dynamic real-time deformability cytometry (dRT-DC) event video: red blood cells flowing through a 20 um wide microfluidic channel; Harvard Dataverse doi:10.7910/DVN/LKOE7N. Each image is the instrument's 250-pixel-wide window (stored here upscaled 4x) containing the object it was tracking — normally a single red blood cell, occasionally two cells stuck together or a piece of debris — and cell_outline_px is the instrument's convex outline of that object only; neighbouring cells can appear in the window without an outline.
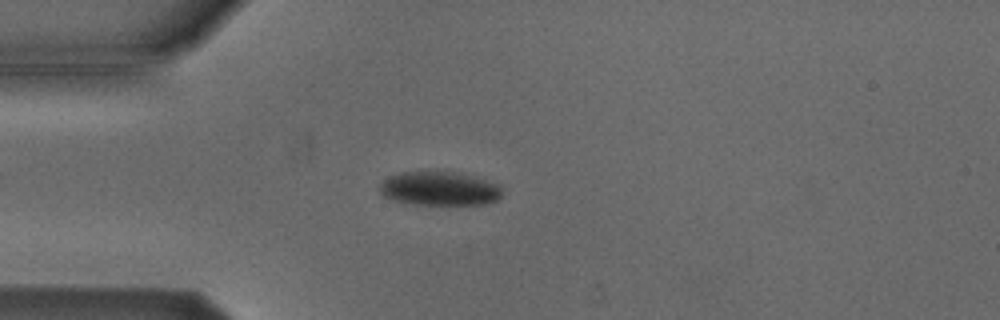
{"species": "Egyptian fruit bat (a non-hibernating species)", "species_latin": "Rousettus aegyptiacus", "temperature_condition": "cold", "stored_images_in_passage": 45, "camera_frame_rate_fps": 3000, "um_per_image_px": 0.085, "animal": {"sex": "male"}, "frame": {"image": 1, "passage_image": 9, "time_ms": 2.667, "image_size_px": [1000, 320], "cell_outline_px": [[504, 188], [500, 196], [496, 200], [484, 204], [416, 204], [396, 200], [384, 196], [380, 192], [380, 184], [384, 180], [400, 172], [428, 168], [456, 172], [472, 176], [500, 184]], "centroid_in_image_um": [37.37, 15.98], "position_along_channel_um": 47.6, "area_um2": 24.68}}
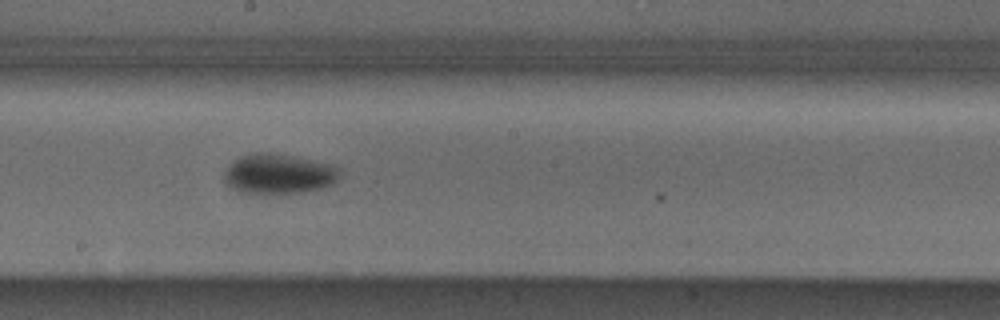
{"frame": {"image": 2, "passage_image": 24, "time_ms": 7.667, "image_size_px": [1000, 320], "cell_outline_px": [[340, 176], [332, 184], [324, 188], [300, 192], [240, 192], [232, 188], [224, 180], [224, 172], [228, 164], [240, 156], [252, 152], [276, 152], [332, 164], [340, 168]], "centroid_in_image_um": [23.69, 14.74], "position_along_channel_um": 224.5, "area_um2": 26.99}}
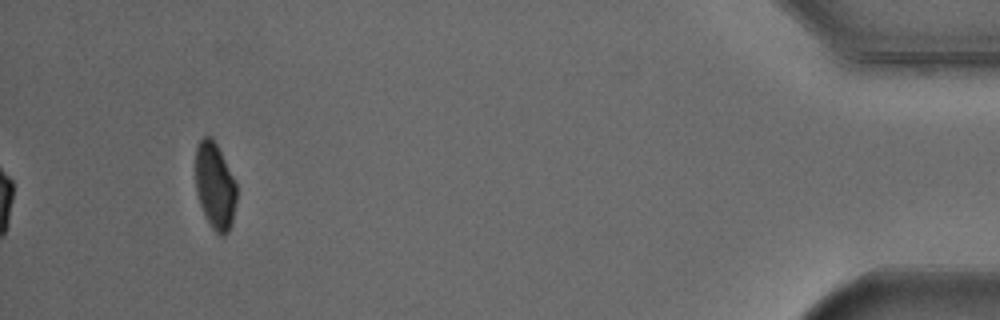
{"frame": {"image": 3, "passage_image": 45, "time_ms": 14.667, "image_size_px": [1000, 320], "cell_outline_px": [[236, 200], [232, 224], [228, 232], [224, 236], [220, 236], [212, 228], [200, 204], [196, 192], [196, 148], [200, 140], [204, 136], [212, 136], [236, 184]], "centroid_in_image_um": [18.27, 15.83], "position_along_channel_um": 416.9, "area_um2": 20.4}, "authors_computed_cell_mechanics": {"area_um2": 25.0274, "velocity_mm_per_s": 3.8168, "shape_relaxation_time_tau1_ms": 4.5106, "shape_relaxation_time_tau2_ms": null, "deformation_change_tau1": 0.0855, "deformation_change_tau2": null}}